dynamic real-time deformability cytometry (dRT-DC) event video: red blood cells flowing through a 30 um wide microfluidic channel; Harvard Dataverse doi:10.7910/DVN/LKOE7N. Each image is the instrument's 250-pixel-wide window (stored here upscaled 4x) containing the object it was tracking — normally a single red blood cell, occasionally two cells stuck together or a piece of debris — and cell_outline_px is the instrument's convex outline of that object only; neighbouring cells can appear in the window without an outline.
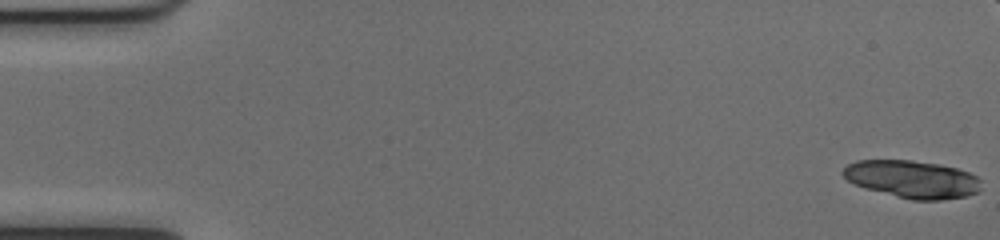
{"species": "common noctule bat (a hibernating species)", "species_latin": "Nyctalus noctula", "temperature_condition": "cold", "stored_images_in_passage": 54, "camera_frame_rate_fps": 3000, "um_per_image_px": 0.085, "animal": {"sex": "female", "body_mass_g": 17.0, "forearm_length_mm": 48.0}, "frame": {"image": 1, "passage_image": 1, "time_ms": 0.0, "image_size_px": [1000, 240], "cell_outline_px": [[980, 188], [976, 192], [964, 196], [940, 200], [912, 200], [864, 188], [848, 180], [840, 172], [848, 164], [856, 160], [912, 160], [936, 164], [956, 168], [968, 172], [976, 176], [980, 180]], "centroid_in_image_um": [77.51, 15.23], "position_along_channel_um": 7.5, "area_um2": 30.0}}
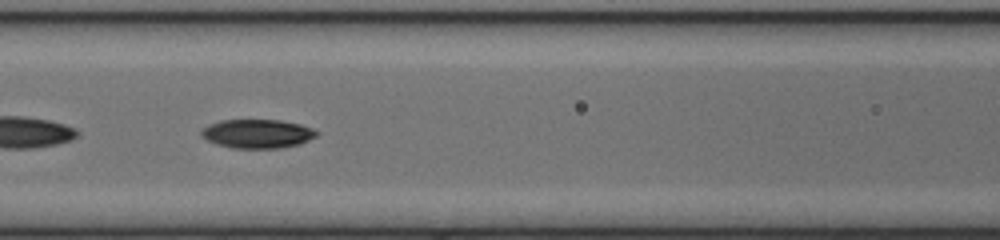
{"frame": {"image": 2, "passage_image": 24, "time_ms": 7.667, "image_size_px": [1000, 240], "cell_outline_px": [[320, 132], [316, 136], [300, 144], [280, 148], [232, 148], [216, 144], [200, 136], [200, 132], [208, 124], [220, 120], [280, 120], [300, 124], [312, 128]], "centroid_in_image_um": [21.87, 11.36], "position_along_channel_um": 144.7, "area_um2": 19.48}}
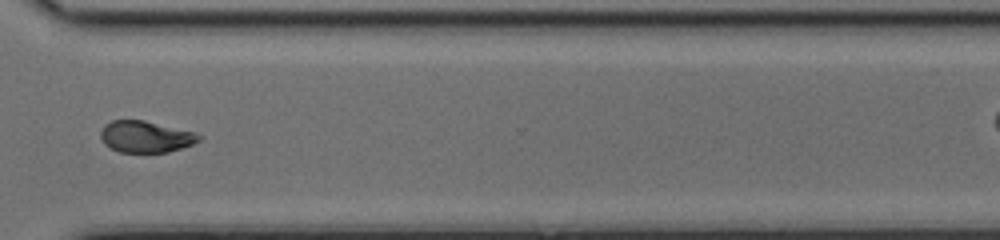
{"frame": {"image": 3, "passage_image": 40, "time_ms": 13.0, "image_size_px": [1000, 240], "cell_outline_px": [[204, 136], [200, 140], [192, 144], [168, 152], [120, 152], [104, 144], [100, 136], [100, 132], [104, 124], [112, 120], [144, 120], [192, 132]], "centroid_in_image_um": [12.35, 11.61], "position_along_channel_um": 358.2, "area_um2": 17.92}, "authors_computed_cell_mechanics": {"area_um2": 19.5942, "velocity_mm_per_s": 4.0059, "shape_relaxation_time_tau1_ms": 4.6216, "shape_relaxation_time_tau2_ms": null, "deformation_change_tau1": 0.1534, "deformation_change_tau2": null}}